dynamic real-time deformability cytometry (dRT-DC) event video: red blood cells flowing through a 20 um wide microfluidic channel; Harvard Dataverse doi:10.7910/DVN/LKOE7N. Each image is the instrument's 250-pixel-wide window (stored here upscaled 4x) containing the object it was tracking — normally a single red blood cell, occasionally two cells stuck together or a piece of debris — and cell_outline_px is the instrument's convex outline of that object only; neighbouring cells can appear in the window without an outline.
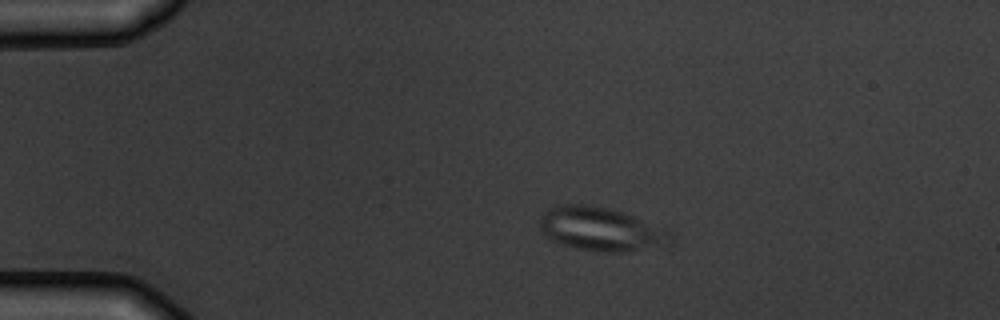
{"species": "common noctule bat (a hibernating species)", "species_latin": "Nyctalus noctula", "temperature_condition": "warm", "stored_images_in_passage": 5, "camera_frame_rate_fps": 3000, "um_per_image_px": 0.085, "animal": {"sex": "male", "body_mass_g": 19.5, "forearm_length_mm": 54.6}, "frame": {"image": 1, "passage_image": 3, "time_ms": 2.333, "image_size_px": [1000, 320], "cell_outline_px": [[672, 236], [632, 248], [616, 252], [600, 252], [576, 248], [552, 240], [544, 236], [540, 228], [540, 216], [544, 212], [552, 208], [564, 204], [584, 204], [624, 212], [672, 232]], "centroid_in_image_um": [50.85, 19.42], "position_along_channel_um": 34.2, "area_um2": 31.33}}